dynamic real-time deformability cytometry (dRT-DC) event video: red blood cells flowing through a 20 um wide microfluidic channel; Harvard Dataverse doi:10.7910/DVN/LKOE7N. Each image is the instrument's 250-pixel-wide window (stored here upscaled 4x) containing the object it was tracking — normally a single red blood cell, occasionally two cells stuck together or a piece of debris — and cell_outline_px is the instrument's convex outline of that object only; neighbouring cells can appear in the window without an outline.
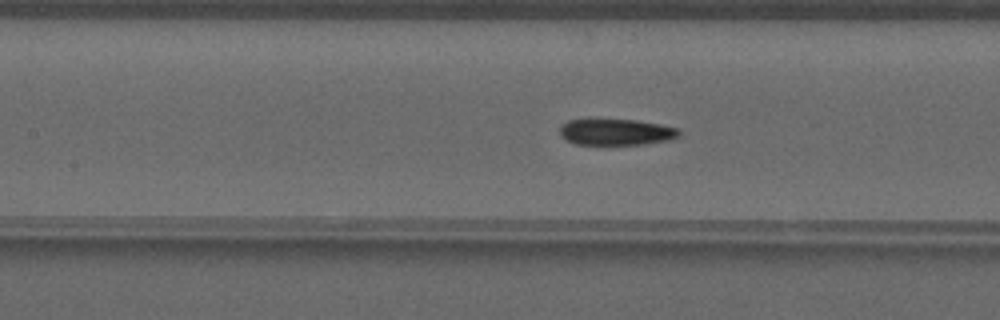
{"species": "common noctule bat (a hibernating species)", "species_latin": "Nyctalus noctula", "temperature_condition": "warm", "stored_images_in_passage": 38, "camera_frame_rate_fps": 3000, "um_per_image_px": 0.085, "animal": {"sex": "male", "forearm_length_mm": 52.5}, "frame": {"image": 1, "passage_image": 25, "time_ms": 8.0, "image_size_px": [1000, 320], "cell_outline_px": [[680, 136], [672, 140], [644, 144], [576, 144], [560, 136], [560, 128], [568, 120], [636, 120], [660, 124], [680, 128]], "centroid_in_image_um": [52.45, 11.23], "position_along_channel_um": 155.0, "area_um2": 18.15}}
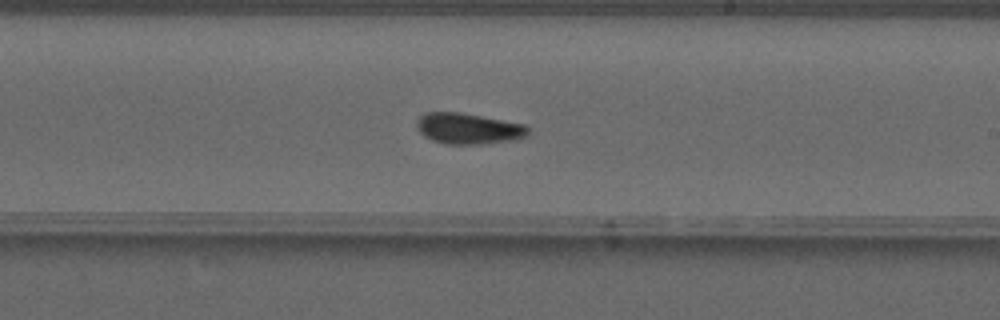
{"frame": {"image": 2, "passage_image": 32, "time_ms": 10.333, "image_size_px": [1000, 320], "cell_outline_px": [[528, 136], [508, 140], [480, 144], [448, 144], [432, 140], [424, 136], [416, 128], [416, 120], [424, 112], [460, 112], [524, 124], [528, 128]], "centroid_in_image_um": [39.75, 10.92], "position_along_channel_um": 249.2, "area_um2": 19.94}}
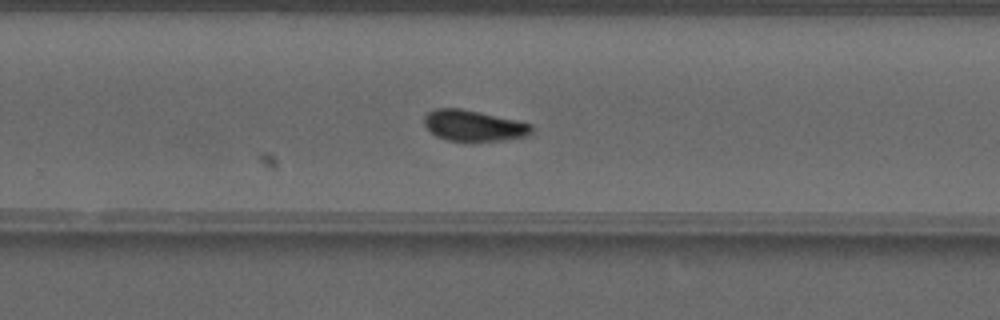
{"frame": {"image": 3, "passage_image": 35, "time_ms": 11.333, "image_size_px": [1000, 320], "cell_outline_px": [[532, 132], [524, 136], [500, 140], [448, 140], [436, 136], [424, 124], [424, 116], [428, 112], [436, 108], [460, 108], [516, 120], [532, 124]], "centroid_in_image_um": [40.23, 10.66], "position_along_channel_um": 289.6, "area_um2": 18.9}}